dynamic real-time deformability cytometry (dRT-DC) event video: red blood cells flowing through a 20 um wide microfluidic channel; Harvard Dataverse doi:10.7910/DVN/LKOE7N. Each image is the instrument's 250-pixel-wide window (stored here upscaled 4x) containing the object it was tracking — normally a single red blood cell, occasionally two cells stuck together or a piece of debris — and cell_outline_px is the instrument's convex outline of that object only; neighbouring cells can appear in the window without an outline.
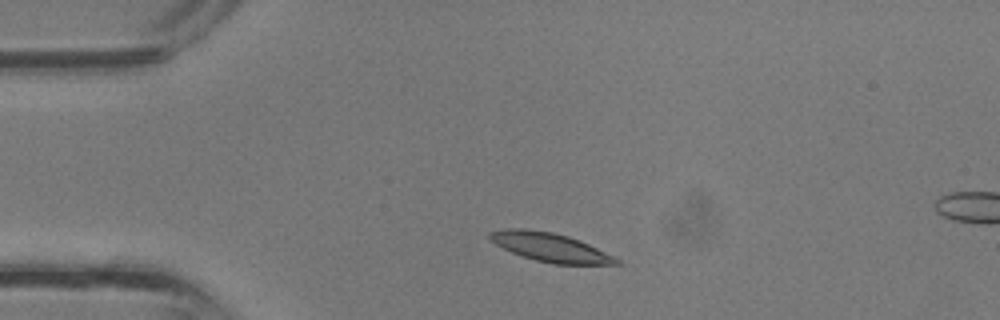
{"species": "common noctule bat (a hibernating species)", "species_latin": "Nyctalus noctula", "temperature_condition": "room temperature", "stored_images_in_passage": 4, "camera_frame_rate_fps": 3000, "um_per_image_px": 0.085, "animal": {"sex": "male", "body_mass_g": 13.3}, "frame": {"image": 1, "passage_image": 1, "time_ms": 0.0, "image_size_px": [1000, 320], "cell_outline_px": [[620, 264], [552, 264], [536, 260], [512, 252], [488, 240], [488, 232], [504, 228], [524, 228], [552, 232], [568, 236], [580, 240], [620, 260]], "centroid_in_image_um": [46.7, 21.0], "position_along_channel_um": 38.3, "area_um2": 21.04}}